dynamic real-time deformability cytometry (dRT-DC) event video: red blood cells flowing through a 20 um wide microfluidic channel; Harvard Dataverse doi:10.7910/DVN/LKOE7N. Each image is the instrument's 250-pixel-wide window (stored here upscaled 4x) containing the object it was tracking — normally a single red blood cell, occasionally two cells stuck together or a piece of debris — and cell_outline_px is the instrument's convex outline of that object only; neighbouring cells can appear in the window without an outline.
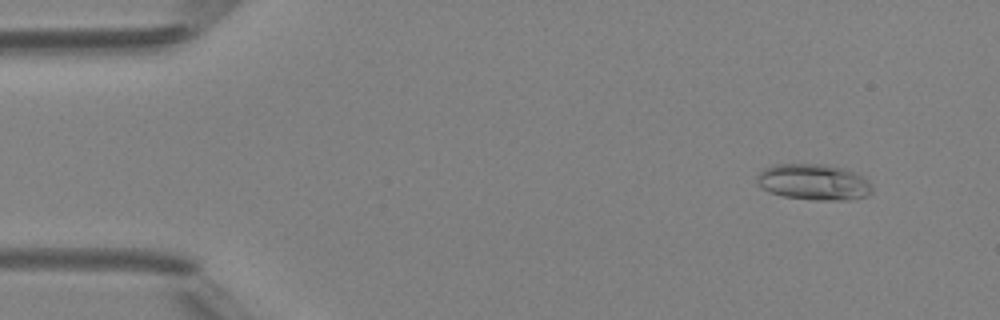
{"species": "Egyptian fruit bat (a non-hibernating species)", "species_latin": "Rousettus aegyptiacus", "temperature_condition": "room temperature", "stored_images_in_passage": 5, "camera_frame_rate_fps": 3000, "um_per_image_px": 0.085, "animal": {"sex": "female"}, "frame": {"image": 1, "passage_image": 2, "time_ms": 1.333, "image_size_px": [1000, 320], "cell_outline_px": [[872, 192], [868, 196], [848, 200], [812, 200], [784, 196], [760, 188], [756, 184], [756, 176], [764, 168], [772, 164], [824, 164], [844, 168], [856, 172], [864, 176], [872, 184]], "centroid_in_image_um": [69.18, 15.47], "position_along_channel_um": 15.8, "area_um2": 24.62}}
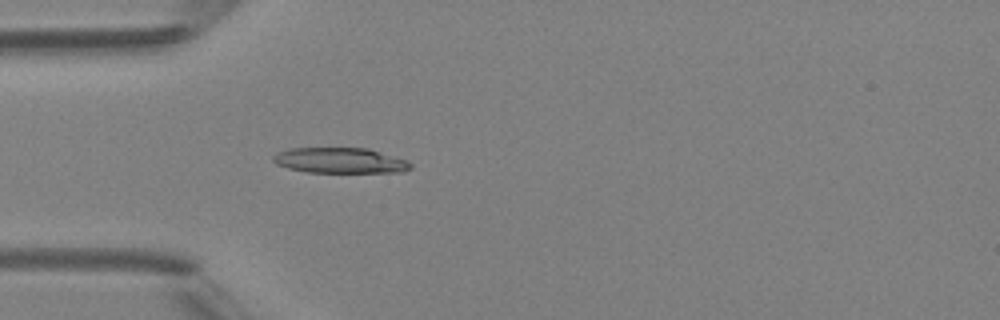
{"frame": {"image": 2, "passage_image": 5, "time_ms": 4.667, "image_size_px": [1000, 320], "cell_outline_px": [[412, 168], [404, 172], [308, 172], [288, 168], [276, 164], [272, 160], [272, 156], [276, 152], [288, 148], [368, 148], [408, 160], [412, 164]], "centroid_in_image_um": [28.91, 13.63], "position_along_channel_um": 56.1, "area_um2": 20.58}}